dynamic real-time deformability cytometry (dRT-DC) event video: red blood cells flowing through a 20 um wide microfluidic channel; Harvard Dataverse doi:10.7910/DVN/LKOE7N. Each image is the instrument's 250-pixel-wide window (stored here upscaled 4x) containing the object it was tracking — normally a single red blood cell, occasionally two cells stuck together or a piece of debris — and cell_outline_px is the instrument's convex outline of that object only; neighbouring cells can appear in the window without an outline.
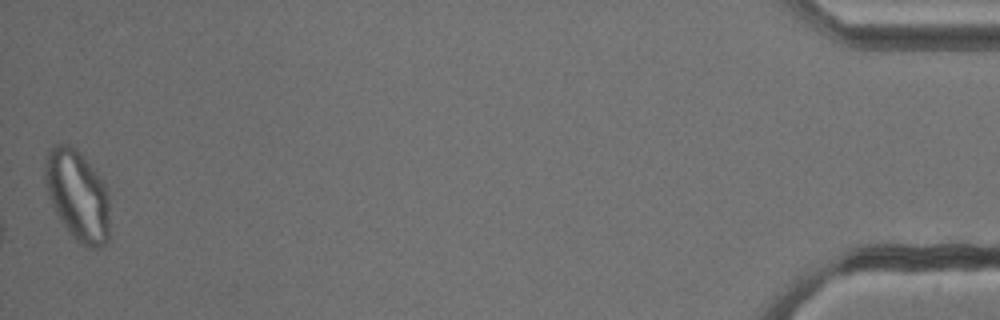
{"species": "common noctule bat (a hibernating species)", "species_latin": "Nyctalus noctula", "temperature_condition": "cold", "stored_images_in_passage": 40, "camera_frame_rate_fps": 3000, "um_per_image_px": 0.085, "animal": {"sex": "male", "body_mass_g": 13.3}, "frame": {"image": 1, "passage_image": 40, "time_ms": 13.0, "image_size_px": [1000, 320], "cell_outline_px": [[108, 240], [100, 248], [88, 248], [80, 244], [68, 232], [60, 220], [56, 212], [48, 192], [44, 180], [44, 156], [56, 144], [68, 144], [76, 148], [80, 152], [104, 184], [108, 196]], "centroid_in_image_um": [6.57, 16.61], "position_along_channel_um": 428.6, "area_um2": 33.93}, "authors_computed_cell_mechanics": {"area_um2": 22.7154, "velocity_mm_per_s": 3.7958, "shape_relaxation_time_tau1_ms": null, "shape_relaxation_time_tau2_ms": 3.0955, "deformation_change_tau1": null, "deformation_change_tau2": 0.0814}}